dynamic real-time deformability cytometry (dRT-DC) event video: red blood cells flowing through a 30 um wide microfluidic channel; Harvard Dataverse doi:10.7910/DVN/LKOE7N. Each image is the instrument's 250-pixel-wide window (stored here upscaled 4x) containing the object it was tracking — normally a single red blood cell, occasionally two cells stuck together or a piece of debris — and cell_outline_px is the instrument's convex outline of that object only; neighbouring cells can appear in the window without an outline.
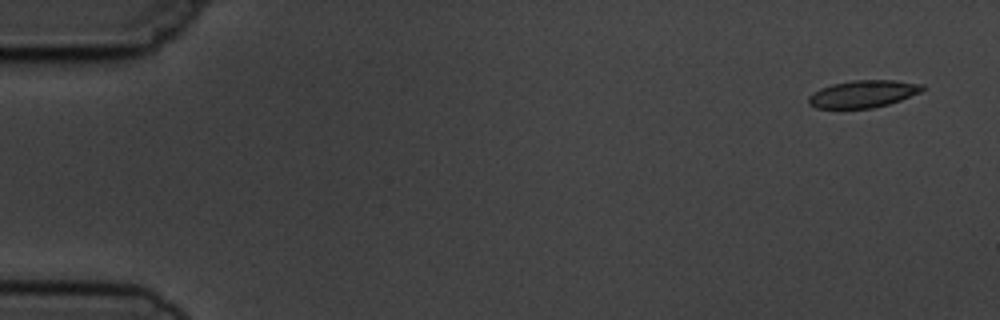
{"species": "common noctule bat (a hibernating species)", "species_latin": "Nyctalus noctula", "temperature_condition": "cold", "stored_images_in_passage": 5, "segment_of_instrument_passage": [1, 2], "camera_frame_rate_fps": 3000, "um_per_image_px": 0.085, "animal": {"sex": "male", "body_mass_g": 19.5, "forearm_length_mm": 54.6}, "frame": {"image": 1, "passage_image": 1, "time_ms": 0.0, "image_size_px": [1000, 320], "cell_outline_px": [[924, 88], [920, 92], [900, 100], [888, 104], [872, 108], [816, 108], [808, 104], [808, 96], [812, 92], [820, 88], [832, 84], [852, 80], [892, 80], [924, 84]], "centroid_in_image_um": [73.32, 7.98], "position_along_channel_um": 11.7, "area_um2": 18.09}}
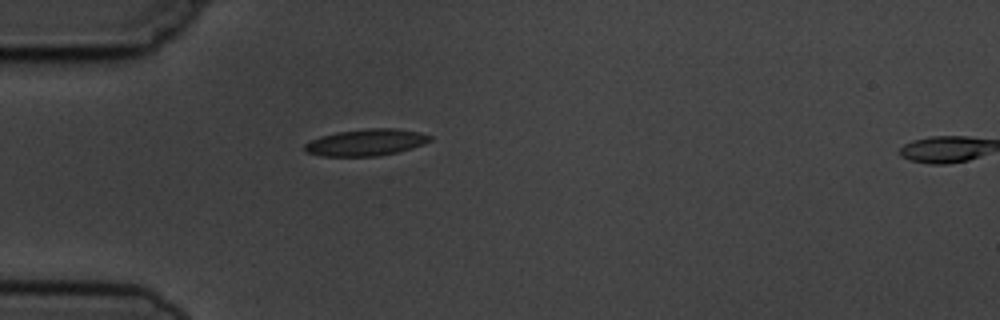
{"frame": {"image": 2, "passage_image": 4, "time_ms": 4.333, "image_size_px": [1000, 320], "cell_outline_px": [[432, 140], [424, 144], [412, 148], [396, 152], [376, 156], [320, 156], [308, 152], [304, 148], [304, 144], [320, 136], [336, 132], [368, 128], [396, 128], [420, 132], [432, 136]], "centroid_in_image_um": [31.14, 12.09], "position_along_channel_um": 53.9, "area_um2": 19.48}}